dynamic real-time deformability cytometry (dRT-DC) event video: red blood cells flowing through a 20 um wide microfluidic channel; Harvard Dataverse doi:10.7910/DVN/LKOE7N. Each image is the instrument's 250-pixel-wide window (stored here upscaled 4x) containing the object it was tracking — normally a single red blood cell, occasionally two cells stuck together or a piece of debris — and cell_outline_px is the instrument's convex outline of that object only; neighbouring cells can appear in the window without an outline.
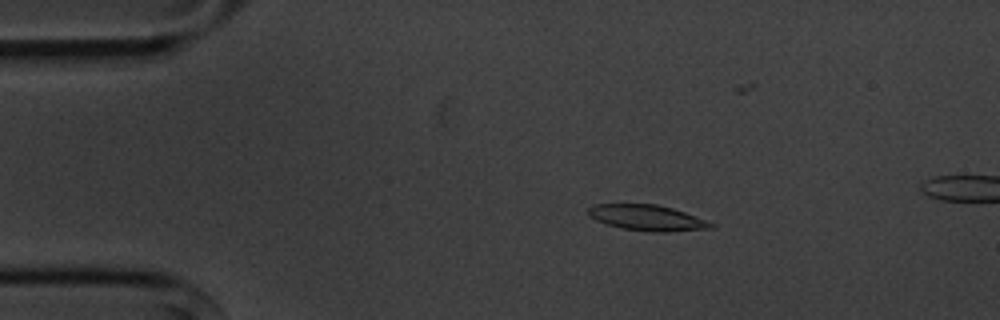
{"species": "common noctule bat (a hibernating species)", "species_latin": "Nyctalus noctula", "temperature_condition": "cold", "stored_images_in_passage": 3, "camera_frame_rate_fps": 3000, "um_per_image_px": 0.085, "animal": {"sex": "male", "body_mass_g": 20.1, "forearm_length_mm": 53.5}, "frame": {"image": 1, "passage_image": 2, "time_ms": 1.0, "image_size_px": [1000, 320], "cell_outline_px": [[716, 228], [668, 232], [652, 232], [624, 228], [608, 224], [596, 220], [588, 216], [588, 208], [592, 204], [656, 204], [672, 208], [684, 212], [716, 224]], "centroid_in_image_um": [55.03, 18.51], "position_along_channel_um": 30.0, "area_um2": 18.38}}